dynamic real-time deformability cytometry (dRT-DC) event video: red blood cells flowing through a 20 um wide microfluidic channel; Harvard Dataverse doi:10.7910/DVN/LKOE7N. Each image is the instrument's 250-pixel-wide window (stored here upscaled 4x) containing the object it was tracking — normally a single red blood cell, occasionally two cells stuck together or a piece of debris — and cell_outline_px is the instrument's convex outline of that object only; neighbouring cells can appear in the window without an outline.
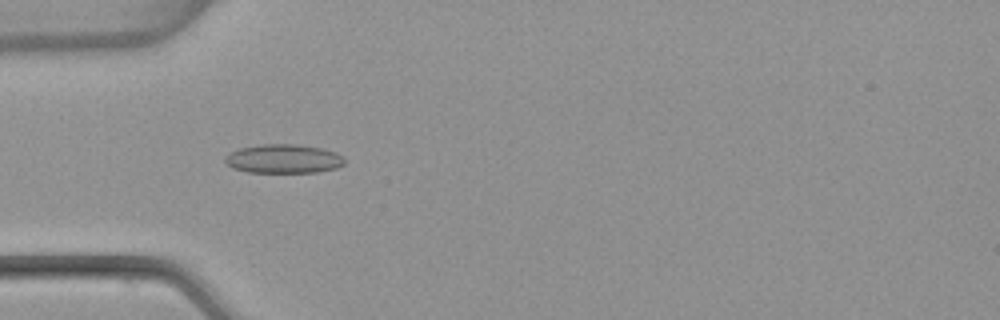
{"species": "common noctule bat (a hibernating species)", "species_latin": "Nyctalus noctula", "temperature_condition": "warm", "stored_images_in_passage": 6, "camera_frame_rate_fps": 3000, "um_per_image_px": 0.085, "animal": {"sex": "female", "body_mass_g": 22.7, "forearm_length_mm": 54.2}, "frame": {"image": 1, "passage_image": 5, "time_ms": 1.333, "image_size_px": [1000, 320], "cell_outline_px": [[344, 164], [336, 168], [316, 172], [248, 172], [232, 168], [224, 160], [224, 156], [240, 148], [260, 144], [296, 144], [324, 148], [336, 152], [344, 156]], "centroid_in_image_um": [24.12, 13.49], "position_along_channel_um": 60.9, "area_um2": 20.23}}
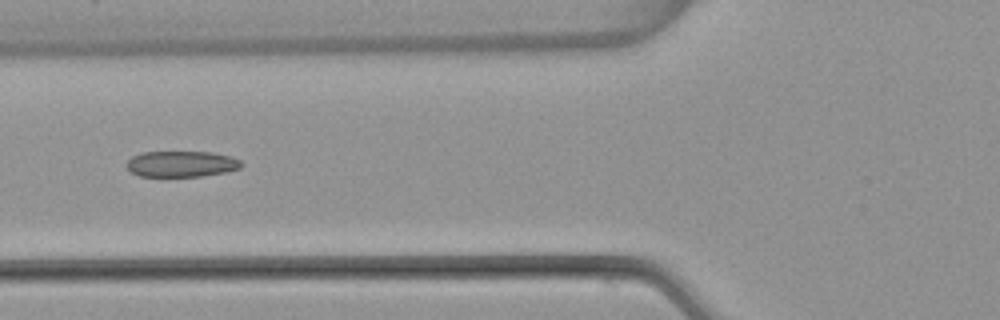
{"frame": {"image": 2, "passage_image": 6, "time_ms": 1.667, "image_size_px": [1000, 320], "cell_outline_px": [[244, 164], [240, 168], [224, 172], [200, 176], [140, 176], [132, 172], [128, 168], [128, 160], [132, 156], [140, 152], [212, 152], [232, 156], [240, 160]], "centroid_in_image_um": [15.45, 13.92], "position_along_channel_um": 110.3, "area_um2": 17.28}}